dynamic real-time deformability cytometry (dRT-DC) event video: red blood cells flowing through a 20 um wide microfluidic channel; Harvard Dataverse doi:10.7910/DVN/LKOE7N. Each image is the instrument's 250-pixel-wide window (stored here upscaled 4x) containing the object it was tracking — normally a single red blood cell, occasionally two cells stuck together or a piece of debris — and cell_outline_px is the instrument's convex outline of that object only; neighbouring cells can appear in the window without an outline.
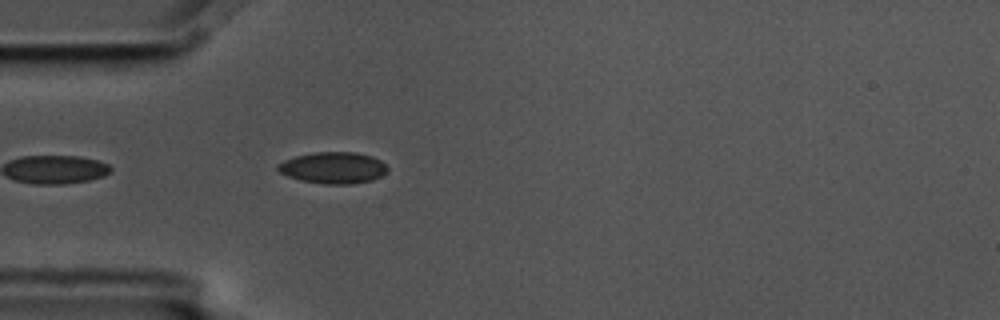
{"species": "common noctule bat (a hibernating species)", "species_latin": "Nyctalus noctula", "temperature_condition": "cold", "stored_images_in_passage": 3, "camera_frame_rate_fps": 3000, "um_per_image_px": 0.085, "animal": {"sex": "male", "body_mass_g": 17.5, "forearm_length_mm": 52.3}, "frame": {"image": 1, "passage_image": 3, "time_ms": 0.667, "image_size_px": [1000, 320], "cell_outline_px": [[388, 172], [372, 180], [352, 184], [324, 184], [300, 180], [288, 176], [280, 172], [276, 168], [276, 164], [284, 160], [296, 156], [316, 152], [356, 152], [372, 156], [380, 160], [388, 168]], "centroid_in_image_um": [28.32, 14.26], "position_along_channel_um": 56.7, "area_um2": 20.17}}